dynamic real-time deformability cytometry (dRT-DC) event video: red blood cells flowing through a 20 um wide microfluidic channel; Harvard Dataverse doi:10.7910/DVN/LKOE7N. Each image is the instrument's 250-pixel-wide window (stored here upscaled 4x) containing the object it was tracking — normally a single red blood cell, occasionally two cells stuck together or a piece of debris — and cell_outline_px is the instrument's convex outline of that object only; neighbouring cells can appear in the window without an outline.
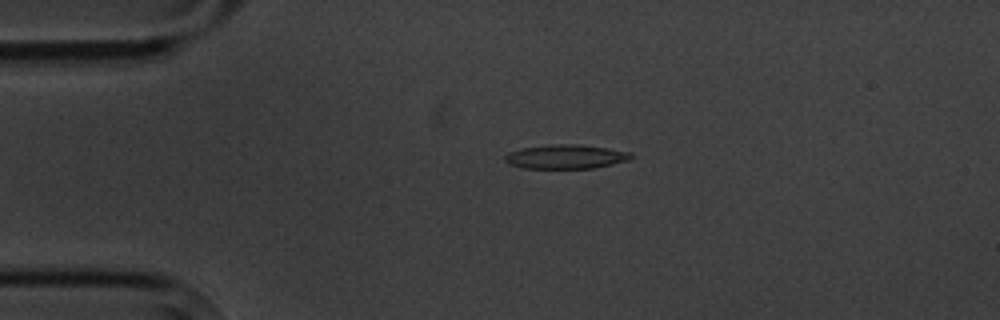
{"species": "common noctule bat (a hibernating species)", "species_latin": "Nyctalus noctula", "temperature_condition": "cold", "stored_images_in_passage": 3, "camera_frame_rate_fps": 3000, "um_per_image_px": 0.085, "animal": {"sex": "male", "body_mass_g": 20.1, "forearm_length_mm": 53.5}, "frame": {"image": 1, "passage_image": 2, "time_ms": 1.0, "image_size_px": [1000, 320], "cell_outline_px": [[632, 156], [628, 160], [596, 168], [524, 168], [508, 164], [504, 160], [504, 156], [508, 152], [520, 148], [552, 144], [580, 144], [632, 152]], "centroid_in_image_um": [48.06, 13.31], "position_along_channel_um": 36.9, "area_um2": 17.8}}